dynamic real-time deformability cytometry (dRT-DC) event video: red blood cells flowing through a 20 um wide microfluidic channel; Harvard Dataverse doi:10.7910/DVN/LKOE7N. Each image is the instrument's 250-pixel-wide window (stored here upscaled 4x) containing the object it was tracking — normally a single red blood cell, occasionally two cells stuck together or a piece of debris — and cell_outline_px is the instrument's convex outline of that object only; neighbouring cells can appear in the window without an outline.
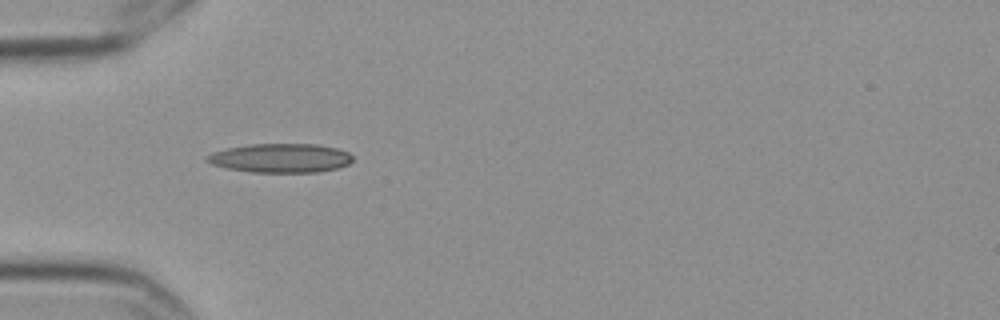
{"species": "Egyptian fruit bat (a non-hibernating species)", "species_latin": "Rousettus aegyptiacus", "temperature_condition": "cold", "stored_images_in_passage": 3, "camera_frame_rate_fps": 3000, "um_per_image_px": 0.085, "frame": {"image": 1, "passage_image": 2, "time_ms": 0.333, "image_size_px": [1000, 320], "cell_outline_px": [[352, 160], [348, 164], [340, 168], [316, 172], [252, 172], [228, 168], [212, 164], [204, 160], [204, 156], [212, 152], [228, 148], [248, 144], [316, 144], [336, 148], [348, 152], [352, 156]], "centroid_in_image_um": [23.83, 13.43], "position_along_channel_um": 61.2, "area_um2": 24.68}}
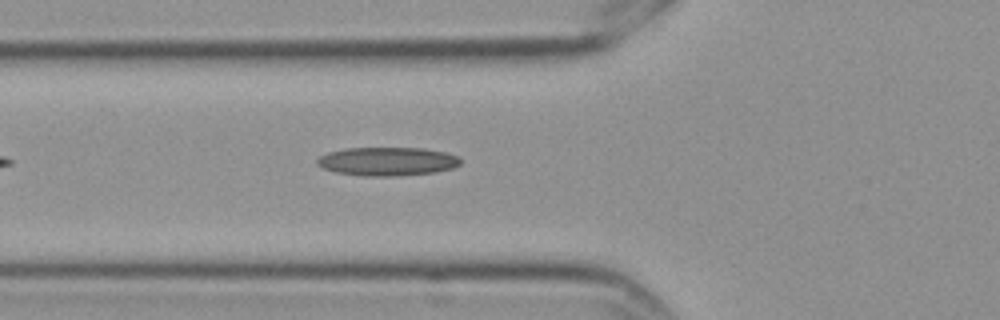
{"frame": {"image": 2, "passage_image": 3, "time_ms": 0.667, "image_size_px": [1000, 320], "cell_outline_px": [[460, 164], [452, 168], [436, 172], [396, 176], [360, 176], [336, 172], [324, 168], [316, 164], [316, 160], [320, 156], [328, 152], [348, 148], [424, 148], [444, 152], [460, 156]], "centroid_in_image_um": [32.93, 13.72], "position_along_channel_um": 92.9, "area_um2": 23.93}}